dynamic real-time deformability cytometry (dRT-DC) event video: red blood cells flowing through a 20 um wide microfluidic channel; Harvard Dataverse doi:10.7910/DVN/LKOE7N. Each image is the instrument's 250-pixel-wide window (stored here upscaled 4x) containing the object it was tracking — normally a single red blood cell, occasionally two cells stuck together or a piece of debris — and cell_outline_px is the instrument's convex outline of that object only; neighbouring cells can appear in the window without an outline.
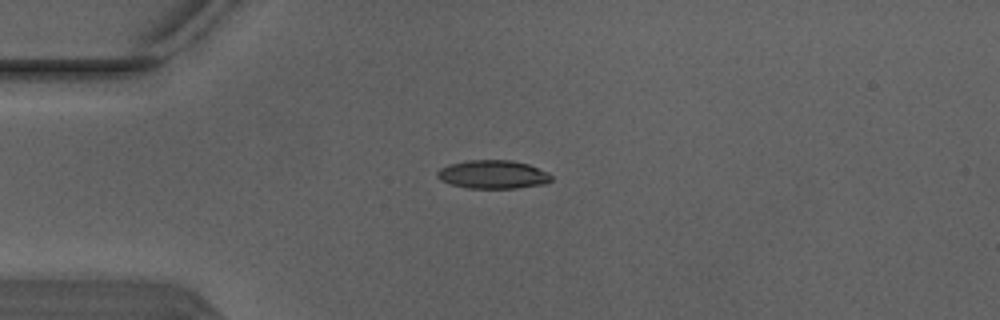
{"species": "Egyptian fruit bat (a non-hibernating species)", "species_latin": "Rousettus aegyptiacus", "temperature_condition": "warm", "stored_images_in_passage": 2, "camera_frame_rate_fps": 3000, "um_per_image_px": 0.085, "animal": {"sex": "male"}, "frame": {"image": 1, "passage_image": 1, "time_ms": 0.0, "image_size_px": [1000, 320], "cell_outline_px": [[552, 180], [548, 184], [516, 188], [468, 188], [452, 184], [440, 180], [436, 176], [436, 172], [440, 168], [448, 164], [468, 160], [508, 160], [528, 164], [552, 176]], "centroid_in_image_um": [41.87, 14.83], "position_along_channel_um": 43.1, "area_um2": 18.84}}
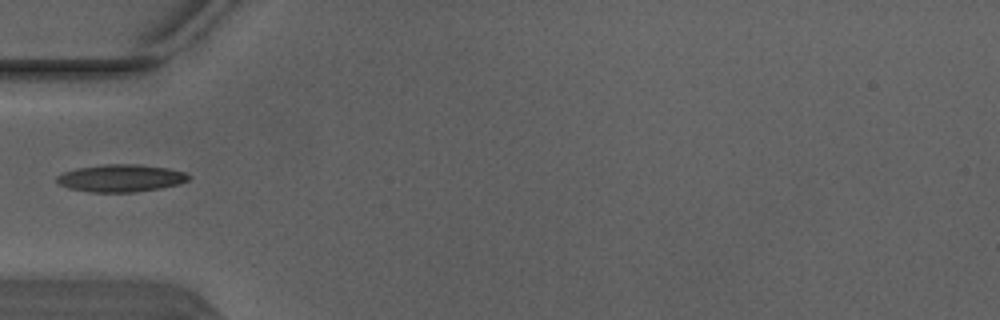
{"frame": {"image": 2, "passage_image": 2, "time_ms": 0.333, "image_size_px": [1000, 320], "cell_outline_px": [[192, 176], [188, 180], [180, 184], [160, 188], [136, 192], [92, 192], [68, 188], [60, 184], [56, 180], [56, 176], [64, 172], [76, 168], [104, 164], [140, 164], [168, 168], [184, 172]], "centroid_in_image_um": [10.29, 15.13], "position_along_channel_um": 74.7, "area_um2": 21.15}}